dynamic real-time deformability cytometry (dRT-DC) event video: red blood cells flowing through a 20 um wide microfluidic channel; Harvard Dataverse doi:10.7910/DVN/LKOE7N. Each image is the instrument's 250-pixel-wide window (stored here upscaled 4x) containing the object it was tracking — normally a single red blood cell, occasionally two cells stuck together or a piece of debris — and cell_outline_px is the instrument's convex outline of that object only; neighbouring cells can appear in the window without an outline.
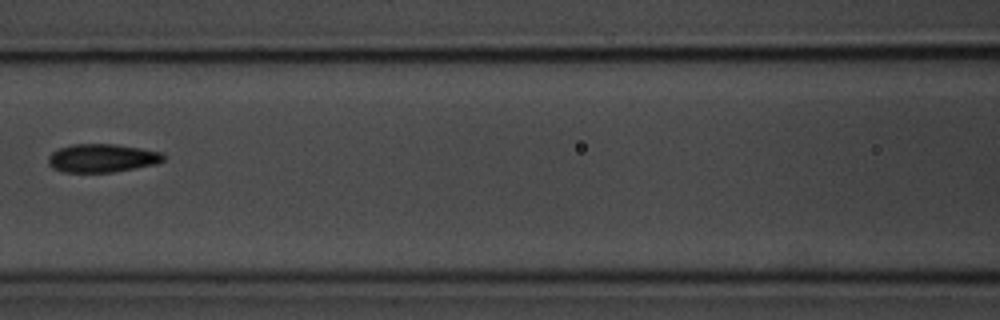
{"species": "common noctule bat (a hibernating species)", "species_latin": "Nyctalus noctula", "temperature_condition": "room temperature", "stored_images_in_passage": 6, "camera_frame_rate_fps": 3000, "um_per_image_px": 0.085, "animal": {"sex": "male", "body_mass_g": 20.1, "forearm_length_mm": 53.5}, "frame": {"image": 1, "passage_image": 4, "time_ms": 3.667, "image_size_px": [1000, 320], "cell_outline_px": [[164, 160], [156, 164], [112, 172], [64, 172], [52, 168], [48, 164], [48, 156], [52, 152], [60, 148], [72, 144], [116, 144], [140, 148], [160, 152], [164, 156]], "centroid_in_image_um": [8.65, 13.44], "position_along_channel_um": 158.0, "area_um2": 18.96}}
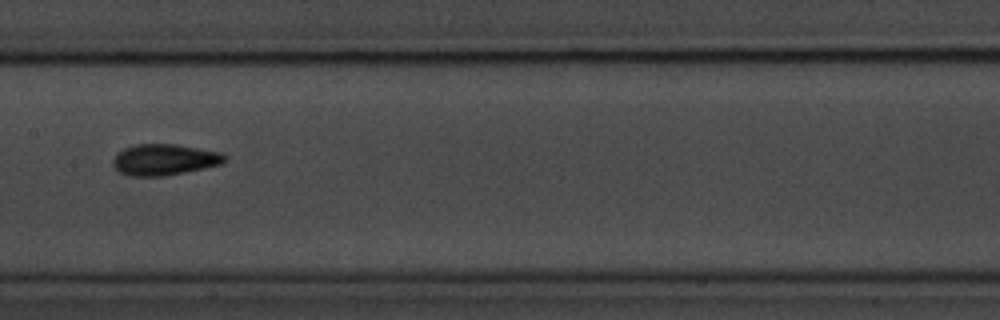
{"frame": {"image": 2, "passage_image": 5, "time_ms": 4.667, "image_size_px": [1000, 320], "cell_outline_px": [[228, 160], [220, 164], [204, 168], [164, 176], [132, 176], [120, 172], [112, 164], [112, 160], [124, 148], [136, 144], [176, 144], [220, 152], [228, 156]], "centroid_in_image_um": [14.0, 13.56], "position_along_channel_um": 193.4, "area_um2": 20.17}}